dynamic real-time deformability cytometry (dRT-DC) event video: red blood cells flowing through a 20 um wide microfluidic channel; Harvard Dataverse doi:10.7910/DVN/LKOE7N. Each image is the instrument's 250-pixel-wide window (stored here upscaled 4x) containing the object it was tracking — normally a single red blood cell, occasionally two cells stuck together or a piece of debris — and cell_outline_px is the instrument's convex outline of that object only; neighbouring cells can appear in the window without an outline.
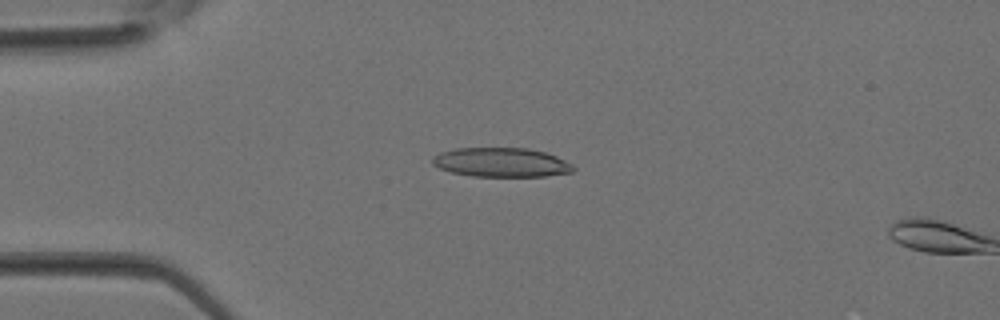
{"species": "Egyptian fruit bat (a non-hibernating species)", "species_latin": "Rousettus aegyptiacus", "temperature_condition": "room temperature", "stored_images_in_passage": 10, "camera_frame_rate_fps": 3000, "um_per_image_px": 0.085, "animal": {"sex": "female"}, "frame": {"image": 1, "passage_image": 9, "time_ms": 2.667, "image_size_px": [1000, 320], "cell_outline_px": [[576, 168], [572, 172], [548, 176], [472, 176], [452, 172], [440, 168], [432, 164], [432, 156], [440, 152], [456, 148], [528, 148], [544, 152], [556, 156], [572, 164]], "centroid_in_image_um": [42.61, 13.8], "position_along_channel_um": 42.4, "area_um2": 23.99}}